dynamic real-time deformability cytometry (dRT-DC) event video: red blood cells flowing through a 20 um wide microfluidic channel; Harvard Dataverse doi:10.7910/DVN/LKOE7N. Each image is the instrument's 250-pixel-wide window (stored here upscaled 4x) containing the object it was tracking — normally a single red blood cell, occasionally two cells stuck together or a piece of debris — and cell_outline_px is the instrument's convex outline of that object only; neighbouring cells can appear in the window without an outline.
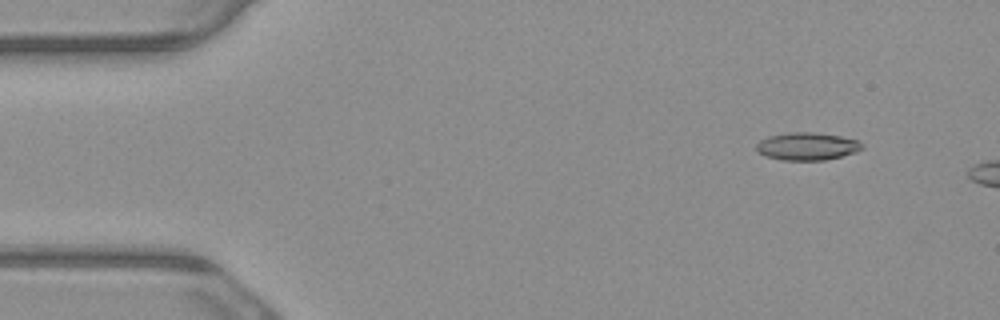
{"species": "common noctule bat (a hibernating species)", "species_latin": "Nyctalus noctula", "temperature_condition": "warm", "stored_images_in_passage": 3, "camera_frame_rate_fps": 3000, "um_per_image_px": 0.085, "animal": {"sex": "male", "body_mass_g": 23.1, "forearm_length_mm": 52.7}, "frame": {"image": 1, "passage_image": 2, "time_ms": 0.333, "image_size_px": [1000, 320], "cell_outline_px": [[864, 148], [856, 152], [824, 160], [780, 160], [768, 156], [760, 152], [756, 148], [756, 144], [760, 140], [768, 136], [788, 132], [812, 132], [840, 136], [856, 140], [864, 144]], "centroid_in_image_um": [68.61, 12.43], "position_along_channel_um": 16.4, "area_um2": 16.94}}